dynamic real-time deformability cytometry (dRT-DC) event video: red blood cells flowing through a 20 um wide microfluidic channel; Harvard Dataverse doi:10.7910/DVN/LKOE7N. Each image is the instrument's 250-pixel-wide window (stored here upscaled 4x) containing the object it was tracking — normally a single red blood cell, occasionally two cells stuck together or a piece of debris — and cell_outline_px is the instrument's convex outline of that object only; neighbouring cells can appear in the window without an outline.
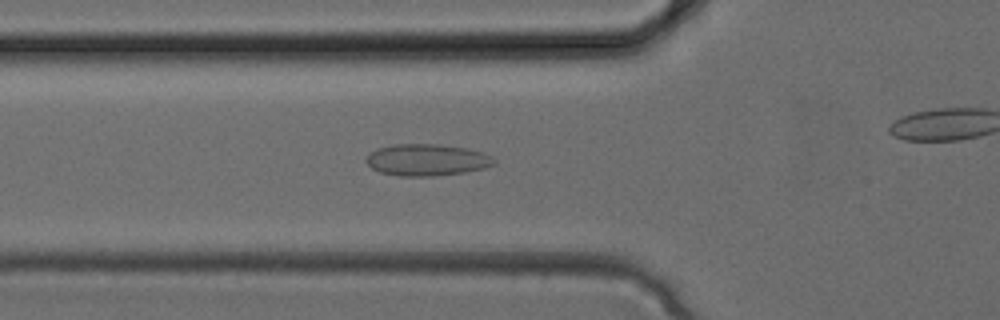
{"species": "common noctule bat (a hibernating species)", "species_latin": "Nyctalus noctula", "temperature_condition": "cold", "stored_images_in_passage": 28, "camera_frame_rate_fps": 3000, "um_per_image_px": 0.085, "animal": {"sex": "female", "body_mass_g": 24.6, "forearm_length_mm": 56.2}, "frame": {"image": 1, "passage_image": 12, "time_ms": 3.667, "image_size_px": [1000, 320], "cell_outline_px": [[496, 164], [484, 168], [464, 172], [432, 176], [400, 176], [380, 172], [372, 168], [364, 160], [368, 152], [376, 148], [396, 144], [440, 144], [468, 148], [484, 152], [492, 156], [496, 160]], "centroid_in_image_um": [36.28, 13.58], "position_along_channel_um": 89.5, "area_um2": 23.93}}
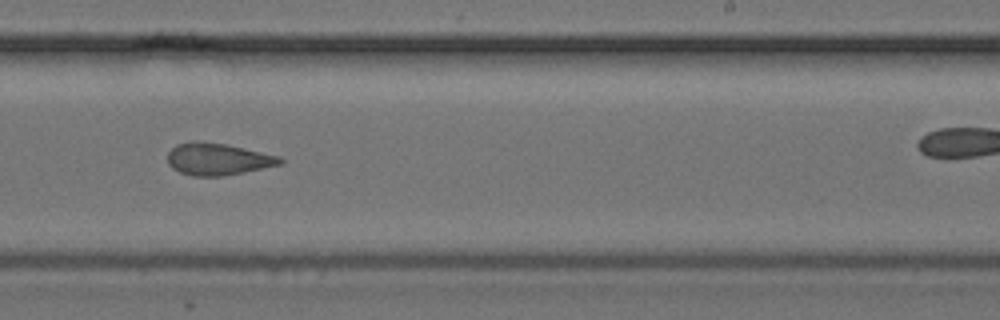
{"frame": {"image": 2, "passage_image": 21, "time_ms": 6.667, "image_size_px": [1000, 320], "cell_outline_px": [[284, 164], [224, 176], [192, 176], [180, 172], [172, 168], [168, 164], [168, 152], [176, 144], [192, 140], [196, 140], [224, 144], [280, 156], [284, 160]], "centroid_in_image_um": [18.51, 13.52], "position_along_channel_um": 270.5, "area_um2": 21.1}}
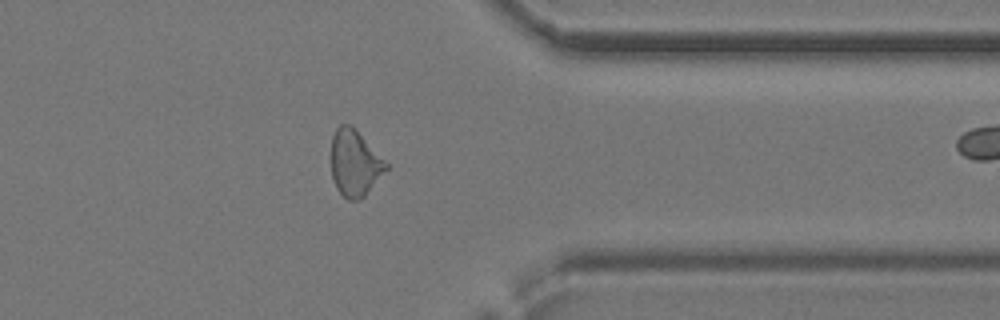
{"frame": {"image": 3, "passage_image": 27, "time_ms": 8.667, "image_size_px": [1000, 320], "cell_outline_px": [[388, 168], [364, 196], [360, 200], [348, 200], [336, 188], [332, 176], [332, 136], [336, 128], [340, 124], [348, 124], [388, 164]], "centroid_in_image_um": [30.13, 13.91], "position_along_channel_um": 381.3, "area_um2": 20.46}}